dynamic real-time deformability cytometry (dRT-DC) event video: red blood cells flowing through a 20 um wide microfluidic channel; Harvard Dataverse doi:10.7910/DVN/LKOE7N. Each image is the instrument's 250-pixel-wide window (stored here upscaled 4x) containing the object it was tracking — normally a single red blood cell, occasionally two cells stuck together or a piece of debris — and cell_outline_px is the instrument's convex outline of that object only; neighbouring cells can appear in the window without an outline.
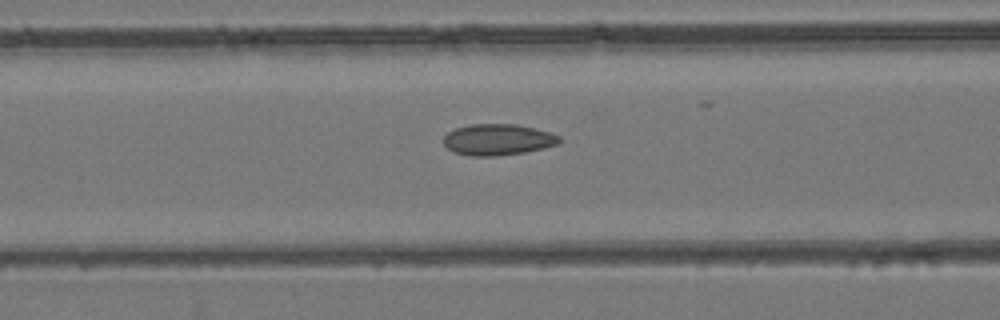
{"species": "common noctule bat (a hibernating species)", "species_latin": "Nyctalus noctula", "temperature_condition": "room temperature", "stored_images_in_passage": 50, "camera_frame_rate_fps": 3000, "um_per_image_px": 0.085, "animal": {"sex": "female", "body_mass_g": 24.6, "forearm_length_mm": 56.2}, "frame": {"image": 1, "passage_image": 21, "time_ms": 6.667, "image_size_px": [1000, 320], "cell_outline_px": [[564, 140], [560, 144], [544, 148], [524, 152], [496, 156], [468, 156], [452, 152], [444, 144], [444, 136], [448, 132], [456, 128], [472, 124], [516, 124], [548, 132], [560, 136]], "centroid_in_image_um": [42.33, 11.88], "position_along_channel_um": 124.3, "area_um2": 21.15}}
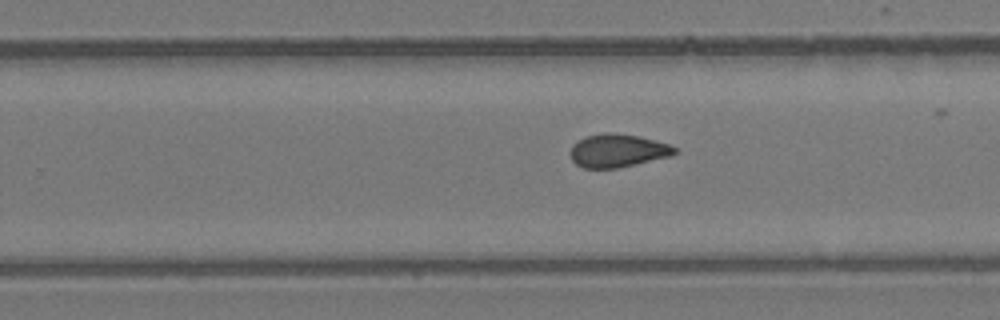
{"frame": {"image": 2, "passage_image": 32, "time_ms": 10.333, "image_size_px": [1000, 320], "cell_outline_px": [[676, 152], [672, 156], [636, 164], [616, 168], [584, 168], [576, 164], [572, 160], [568, 152], [572, 144], [584, 136], [608, 132], [640, 136], [668, 144], [676, 148]], "centroid_in_image_um": [52.46, 12.8], "position_along_channel_um": 277.3, "area_um2": 20.29}}
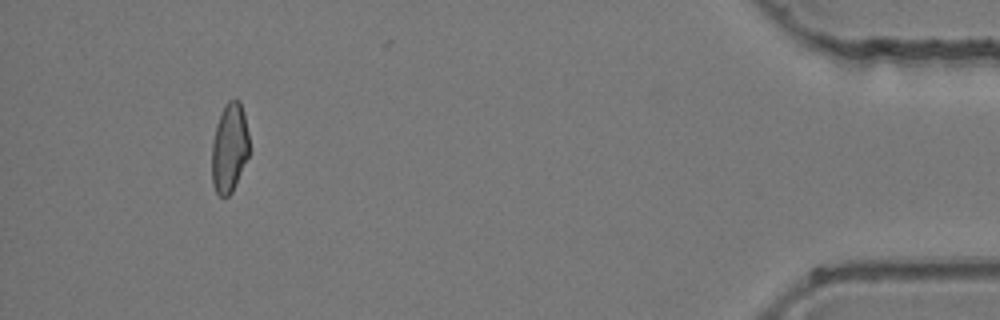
{"frame": {"image": 3, "passage_image": 47, "time_ms": 15.333, "image_size_px": [1000, 320], "cell_outline_px": [[248, 156], [232, 192], [228, 196], [220, 196], [216, 192], [212, 184], [212, 140], [216, 124], [224, 104], [228, 100], [240, 100], [244, 112], [248, 132]], "centroid_in_image_um": [19.48, 12.54], "position_along_channel_um": 415.7, "area_um2": 19.48}}